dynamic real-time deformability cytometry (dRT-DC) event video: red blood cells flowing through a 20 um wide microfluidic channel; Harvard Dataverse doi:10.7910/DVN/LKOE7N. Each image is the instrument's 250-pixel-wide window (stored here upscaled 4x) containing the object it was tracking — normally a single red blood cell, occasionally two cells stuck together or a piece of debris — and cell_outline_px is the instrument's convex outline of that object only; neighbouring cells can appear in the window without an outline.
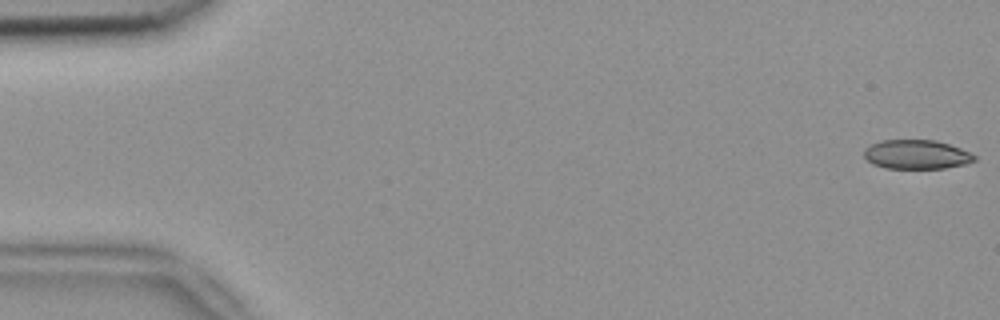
{"species": "common noctule bat (a hibernating species)", "species_latin": "Nyctalus noctula", "temperature_condition": "room temperature", "stored_images_in_passage": 53, "camera_frame_rate_fps": 3000, "um_per_image_px": 0.085, "animal": {"sex": "female", "body_mass_g": 18.4}, "frame": {"image": 1, "passage_image": 1, "time_ms": 0.0, "image_size_px": [1000, 320], "cell_outline_px": [[976, 160], [968, 164], [944, 168], [884, 168], [872, 164], [864, 156], [864, 148], [868, 144], [880, 140], [936, 140], [960, 148], [976, 156]], "centroid_in_image_um": [77.87, 13.13], "position_along_channel_um": 7.1, "area_um2": 18.9}}
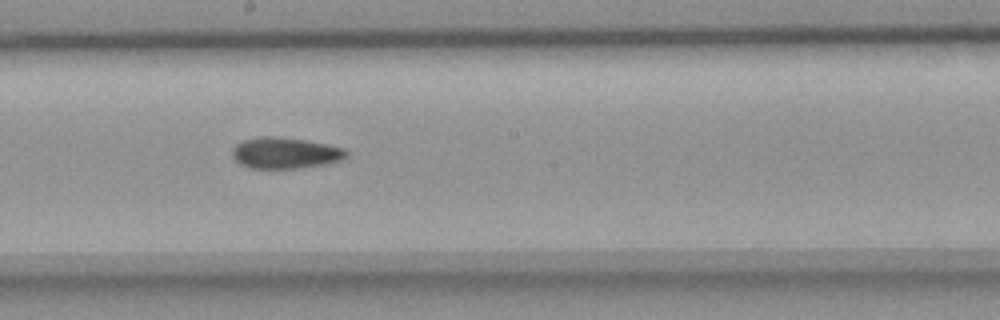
{"frame": {"image": 2, "passage_image": 29, "time_ms": 9.333, "image_size_px": [1000, 320], "cell_outline_px": [[348, 156], [340, 160], [324, 164], [300, 168], [248, 168], [240, 164], [232, 156], [232, 148], [236, 144], [244, 140], [264, 136], [272, 136], [304, 140], [344, 148], [348, 152]], "centroid_in_image_um": [24.22, 13.01], "position_along_channel_um": 224.0, "area_um2": 20.52}}
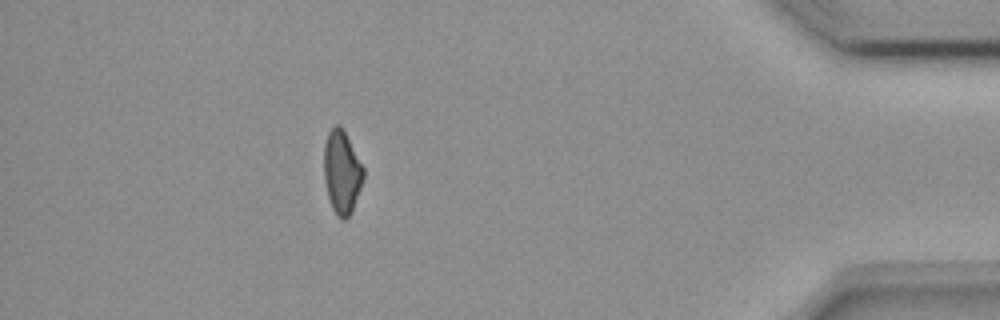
{"frame": {"image": 3, "passage_image": 47, "time_ms": 15.333, "image_size_px": [1000, 320], "cell_outline_px": [[364, 180], [352, 212], [344, 220], [340, 220], [336, 216], [332, 208], [328, 196], [324, 180], [324, 144], [328, 132], [336, 124], [340, 124], [344, 128], [364, 168]], "centroid_in_image_um": [29.07, 14.62], "position_along_channel_um": 406.1, "area_um2": 19.54}}